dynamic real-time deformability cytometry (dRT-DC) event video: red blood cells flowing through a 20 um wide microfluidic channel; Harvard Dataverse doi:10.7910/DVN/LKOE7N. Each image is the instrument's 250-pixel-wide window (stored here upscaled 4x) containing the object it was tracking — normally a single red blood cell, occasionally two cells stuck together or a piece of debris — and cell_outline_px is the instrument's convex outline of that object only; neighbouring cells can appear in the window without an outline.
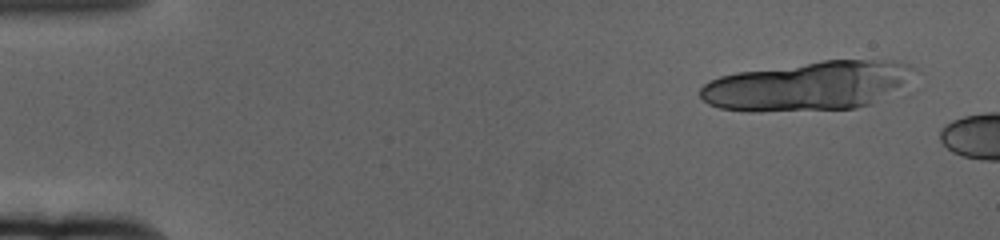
{"species": "human", "species_latin": "Homo sapiens", "temperature_condition": "cold", "stored_images_in_passage": 10, "camera_frame_rate_fps": 3000, "um_per_image_px": 0.085, "donor": {"sex": "female"}, "frame": {"image": 1, "passage_image": 4, "time_ms": 1.0, "image_size_px": [1000, 240], "cell_outline_px": [[912, 68], [900, 88], [868, 104], [856, 108], [748, 112], [720, 108], [708, 104], [700, 96], [700, 88], [708, 80], [720, 76], [736, 72], [824, 60], [900, 60], [908, 64]], "centroid_in_image_um": [68.57, 7.3], "position_along_channel_um": 16.4, "area_um2": 60.63}}